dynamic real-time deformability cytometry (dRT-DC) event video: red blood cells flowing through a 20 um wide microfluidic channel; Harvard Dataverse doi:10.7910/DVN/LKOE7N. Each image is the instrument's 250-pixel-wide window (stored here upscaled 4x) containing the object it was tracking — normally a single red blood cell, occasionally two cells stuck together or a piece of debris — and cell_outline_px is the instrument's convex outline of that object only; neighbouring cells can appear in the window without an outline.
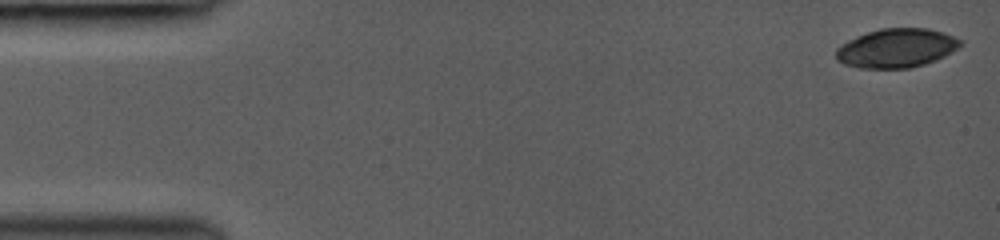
{"species": "common noctule bat (a hibernating species)", "species_latin": "Nyctalus noctula", "temperature_condition": "room temperature", "stored_images_in_passage": 38, "camera_frame_rate_fps": 3000, "um_per_image_px": 0.085, "animal": {"sex": "female", "body_mass_g": 19.0, "forearm_length_mm": 53.3}, "frame": {"image": 1, "passage_image": 1, "time_ms": 0.0, "image_size_px": [1000, 240], "cell_outline_px": [[964, 44], [952, 52], [936, 60], [912, 68], [860, 68], [844, 64], [836, 60], [836, 48], [848, 40], [856, 36], [880, 28], [928, 28], [944, 32], [964, 40]], "centroid_in_image_um": [76.23, 4.08], "position_along_channel_um": 8.8, "area_um2": 28.55}}
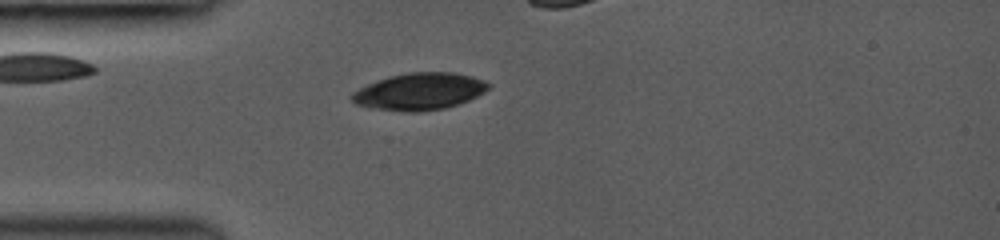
{"frame": {"image": 2, "passage_image": 31, "time_ms": 4.0, "image_size_px": [1000, 240], "cell_outline_px": [[492, 84], [484, 92], [468, 100], [444, 108], [420, 112], [404, 112], [372, 108], [356, 104], [352, 100], [352, 92], [376, 80], [388, 76], [408, 72], [452, 72], [472, 76], [484, 80]], "centroid_in_image_um": [35.65, 7.77], "position_along_channel_um": 49.3, "area_um2": 29.42}}